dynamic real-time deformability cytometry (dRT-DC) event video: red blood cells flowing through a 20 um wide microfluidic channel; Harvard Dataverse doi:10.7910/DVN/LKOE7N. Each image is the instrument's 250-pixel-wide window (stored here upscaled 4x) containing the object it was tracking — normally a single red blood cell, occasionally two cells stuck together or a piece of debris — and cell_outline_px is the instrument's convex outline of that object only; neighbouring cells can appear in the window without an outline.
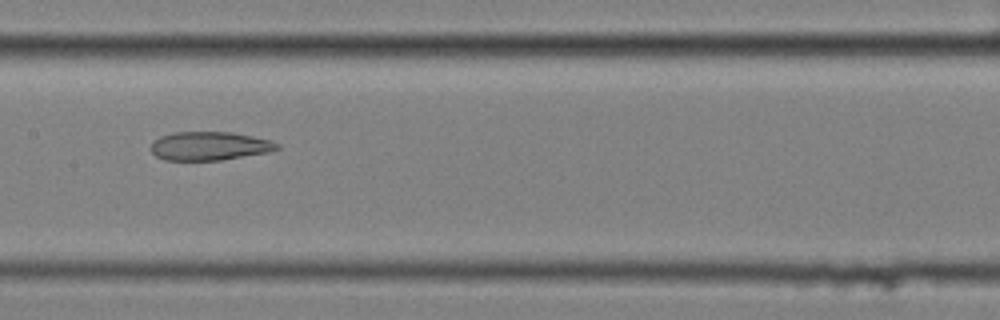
{"species": "common noctule bat (a hibernating species)", "species_latin": "Nyctalus noctula", "temperature_condition": "cold", "stored_images_in_passage": 9, "camera_frame_rate_fps": 3000, "um_per_image_px": 0.085, "animal": {"sex": "female", "body_mass_g": 25.1}, "frame": {"image": 1, "passage_image": 7, "time_ms": 2.0, "image_size_px": [1000, 320], "cell_outline_px": [[280, 148], [268, 152], [220, 160], [164, 160], [156, 156], [148, 148], [160, 136], [172, 132], [232, 132], [272, 140], [280, 144]], "centroid_in_image_um": [17.8, 12.4], "position_along_channel_um": 189.6, "area_um2": 21.1}}
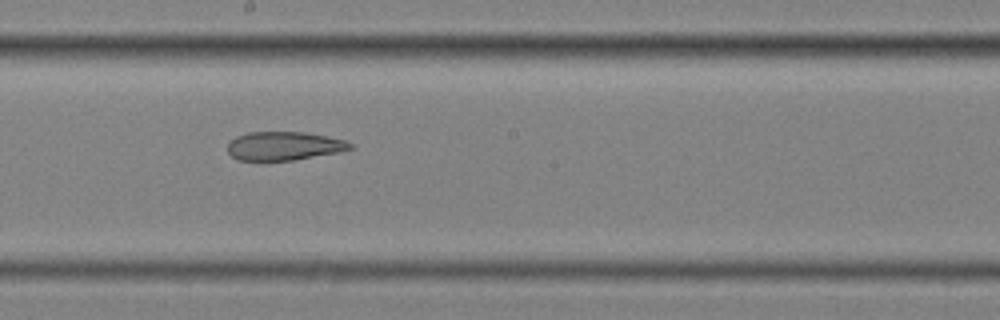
{"frame": {"image": 2, "passage_image": 8, "time_ms": 2.333, "image_size_px": [1000, 320], "cell_outline_px": [[356, 148], [340, 152], [292, 160], [236, 160], [228, 152], [228, 144], [236, 136], [248, 132], [308, 132], [344, 140], [352, 144]], "centroid_in_image_um": [24.16, 12.4], "position_along_channel_um": 224.0, "area_um2": 20.46}}
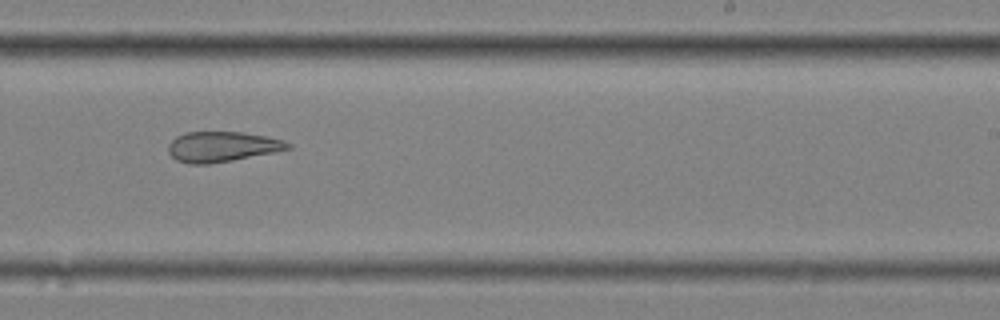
{"frame": {"image": 3, "passage_image": 9, "time_ms": 2.667, "image_size_px": [1000, 320], "cell_outline_px": [[292, 148], [276, 152], [232, 160], [208, 164], [188, 164], [176, 160], [168, 152], [168, 144], [176, 136], [184, 132], [240, 132], [264, 136], [284, 140], [292, 144]], "centroid_in_image_um": [18.87, 12.47], "position_along_channel_um": 270.1, "area_um2": 21.15}}